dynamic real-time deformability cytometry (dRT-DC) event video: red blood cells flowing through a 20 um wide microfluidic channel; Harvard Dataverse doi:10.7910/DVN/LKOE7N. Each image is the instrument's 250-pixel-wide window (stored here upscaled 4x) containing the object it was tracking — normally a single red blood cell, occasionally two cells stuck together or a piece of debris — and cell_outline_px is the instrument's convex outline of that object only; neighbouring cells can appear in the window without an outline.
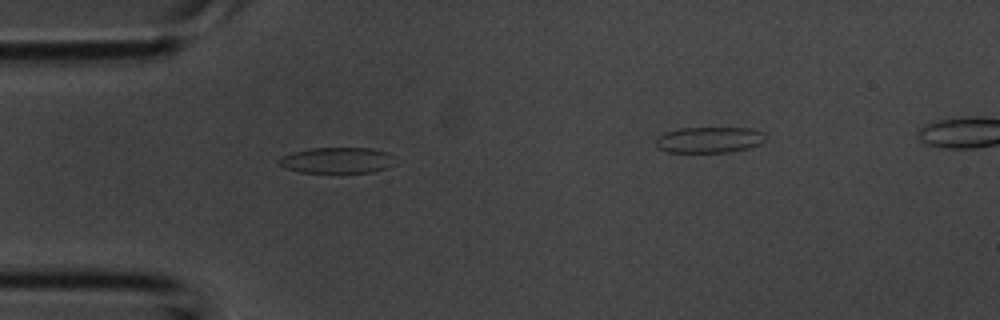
{"species": "common noctule bat (a hibernating species)", "species_latin": "Nyctalus noctula", "temperature_condition": "room temperature", "stored_images_in_passage": 4, "camera_frame_rate_fps": 3000, "um_per_image_px": 0.085, "animal": {"sex": "male", "body_mass_g": 20.1, "forearm_length_mm": 53.5}, "frame": {"image": 1, "passage_image": 3, "time_ms": 0.667, "image_size_px": [1000, 320], "cell_outline_px": [[396, 164], [372, 172], [300, 172], [288, 168], [280, 164], [276, 160], [292, 152], [312, 148], [372, 148], [388, 152]], "centroid_in_image_um": [28.67, 13.61], "position_along_channel_um": 56.3, "area_um2": 17.28}}